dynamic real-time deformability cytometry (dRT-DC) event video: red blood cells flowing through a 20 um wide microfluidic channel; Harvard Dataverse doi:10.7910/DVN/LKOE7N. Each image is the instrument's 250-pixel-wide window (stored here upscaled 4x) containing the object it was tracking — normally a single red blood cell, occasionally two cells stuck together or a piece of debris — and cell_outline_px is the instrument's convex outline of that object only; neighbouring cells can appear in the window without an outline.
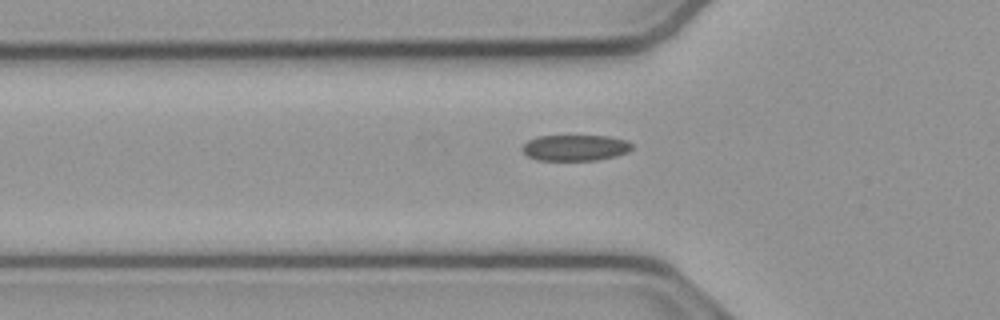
{"species": "common noctule bat (a hibernating species)", "species_latin": "Nyctalus noctula", "temperature_condition": "cold", "stored_images_in_passage": 33, "camera_frame_rate_fps": 3000, "um_per_image_px": 0.085, "animal": {"sex": "male", "body_mass_g": 23.1, "forearm_length_mm": 52.7}, "frame": {"image": 1, "passage_image": 4, "time_ms": 1.0, "image_size_px": [1000, 320], "cell_outline_px": [[632, 148], [628, 152], [616, 156], [596, 160], [536, 160], [528, 156], [520, 148], [528, 140], [536, 136], [608, 136], [624, 140], [632, 144]], "centroid_in_image_um": [48.87, 12.56], "position_along_channel_um": 76.9, "area_um2": 16.59}}
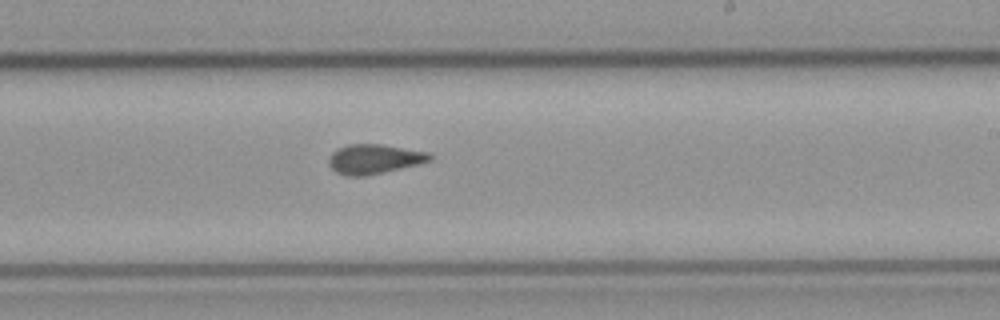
{"frame": {"image": 2, "passage_image": 18, "time_ms": 5.667, "image_size_px": [1000, 320], "cell_outline_px": [[432, 160], [416, 164], [364, 176], [348, 176], [336, 172], [328, 164], [328, 160], [332, 152], [336, 148], [348, 144], [384, 144], [428, 152], [432, 156]], "centroid_in_image_um": [31.76, 13.5], "position_along_channel_um": 257.2, "area_um2": 17.28}}
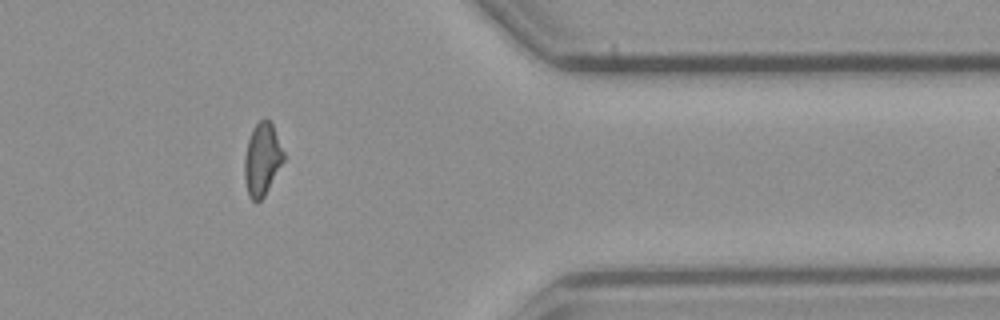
{"frame": {"image": 3, "passage_image": 30, "time_ms": 9.667, "image_size_px": [1000, 320], "cell_outline_px": [[284, 160], [264, 196], [256, 204], [248, 196], [244, 180], [244, 156], [248, 140], [252, 128], [260, 120], [268, 120], [272, 124], [284, 152]], "centroid_in_image_um": [22.25, 13.57], "position_along_channel_um": 389.1, "area_um2": 16.53}, "authors_computed_cell_mechanics": {"area_um2": 16.9932, "velocity_mm_per_s": 3.8452, "shape_relaxation_time_tau1_ms": null, "shape_relaxation_time_tau2_ms": 2.2756, "deformation_change_tau1": null, "deformation_change_tau2": 0.0931}}